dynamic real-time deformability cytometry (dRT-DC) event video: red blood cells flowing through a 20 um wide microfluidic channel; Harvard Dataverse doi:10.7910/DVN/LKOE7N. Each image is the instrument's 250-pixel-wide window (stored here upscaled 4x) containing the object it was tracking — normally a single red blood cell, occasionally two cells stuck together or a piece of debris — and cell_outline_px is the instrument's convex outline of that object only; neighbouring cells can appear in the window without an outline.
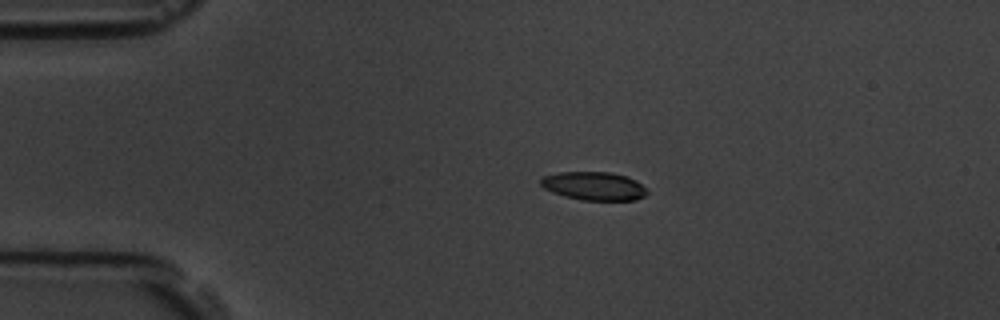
{"species": "common noctule bat (a hibernating species)", "species_latin": "Nyctalus noctula", "temperature_condition": "room temperature", "stored_images_in_passage": 14, "camera_frame_rate_fps": 3000, "um_per_image_px": 0.085, "animal": {"sex": "male", "body_mass_g": 19.5, "forearm_length_mm": 54.6}, "frame": {"image": 1, "passage_image": 3, "time_ms": 2.333, "image_size_px": [1000, 320], "cell_outline_px": [[648, 192], [644, 196], [636, 200], [580, 200], [564, 196], [552, 192], [544, 188], [540, 184], [540, 176], [560, 172], [612, 172], [628, 176], [636, 180]], "centroid_in_image_um": [50.45, 15.8], "position_along_channel_um": 34.5, "area_um2": 17.74}}
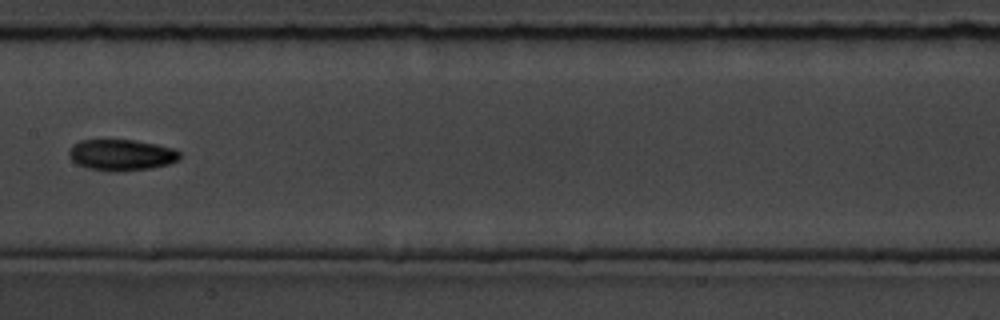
{"frame": {"image": 2, "passage_image": 7, "time_ms": 8.0, "image_size_px": [1000, 320], "cell_outline_px": [[180, 156], [176, 160], [168, 164], [152, 168], [120, 172], [116, 172], [88, 168], [76, 164], [68, 156], [68, 152], [72, 144], [80, 140], [136, 140], [156, 144], [172, 148], [180, 152]], "centroid_in_image_um": [10.28, 13.17], "position_along_channel_um": 197.1, "area_um2": 20.23}}
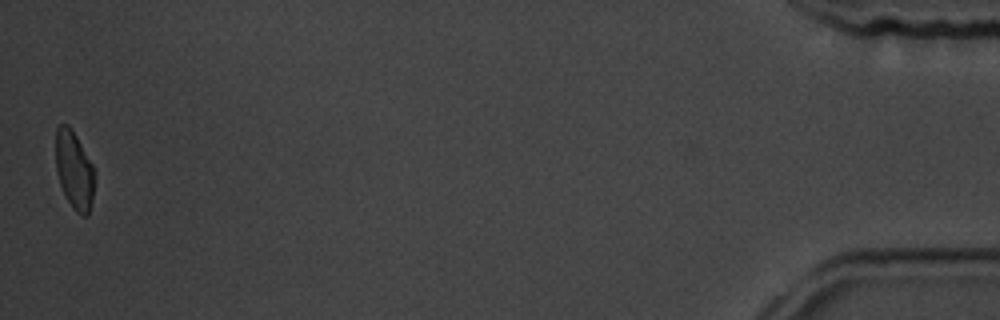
{"frame": {"image": 3, "passage_image": 14, "time_ms": 17.0, "image_size_px": [1000, 320], "cell_outline_px": [[96, 172], [92, 196], [88, 216], [84, 216], [76, 212], [72, 208], [60, 184], [56, 172], [56, 128], [60, 124], [68, 124], [72, 128], [92, 164]], "centroid_in_image_um": [6.31, 14.44], "position_along_channel_um": 428.9, "area_um2": 17.69}, "authors_computed_cell_mechanics": {"area_um2": 18.9006, "velocity_mm_per_s": 3.6292, "shape_relaxation_time_tau1_ms": 2.5333, "shape_relaxation_time_tau2_ms": null, "deformation_change_tau1": 0.0829, "deformation_change_tau2": null}}